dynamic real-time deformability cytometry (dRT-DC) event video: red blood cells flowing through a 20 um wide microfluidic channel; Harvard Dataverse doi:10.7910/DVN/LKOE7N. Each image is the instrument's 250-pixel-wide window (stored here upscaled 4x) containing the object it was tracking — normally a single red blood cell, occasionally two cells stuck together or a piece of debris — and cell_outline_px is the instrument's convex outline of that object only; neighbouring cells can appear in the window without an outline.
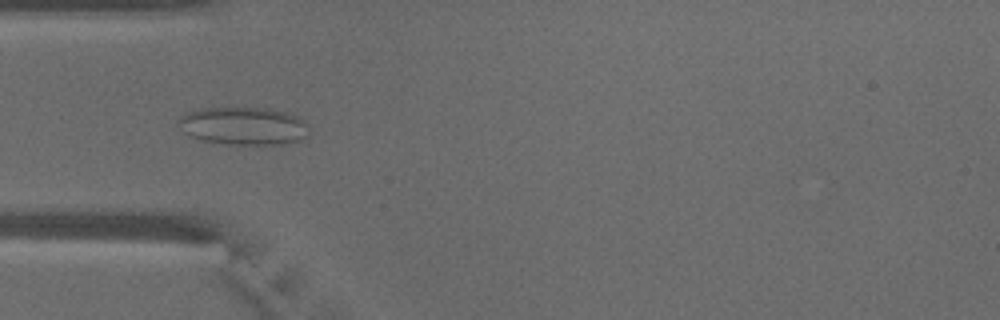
{"species": "common noctule bat (a hibernating species)", "species_latin": "Nyctalus noctula", "temperature_condition": "warm", "stored_images_in_passage": 38, "camera_frame_rate_fps": 3000, "um_per_image_px": 0.085, "animal": {"sex": "male", "body_mass_g": 18.8}, "frame": {"image": 1, "passage_image": 4, "time_ms": 1.0, "image_size_px": [1000, 320], "cell_outline_px": [[308, 136], [300, 140], [288, 144], [224, 144], [204, 140], [192, 136], [184, 132], [176, 124], [176, 120], [180, 116], [188, 112], [204, 108], [272, 108], [292, 112], [300, 116], [308, 124]], "centroid_in_image_um": [20.76, 10.69], "position_along_channel_um": 64.2, "area_um2": 29.3}}
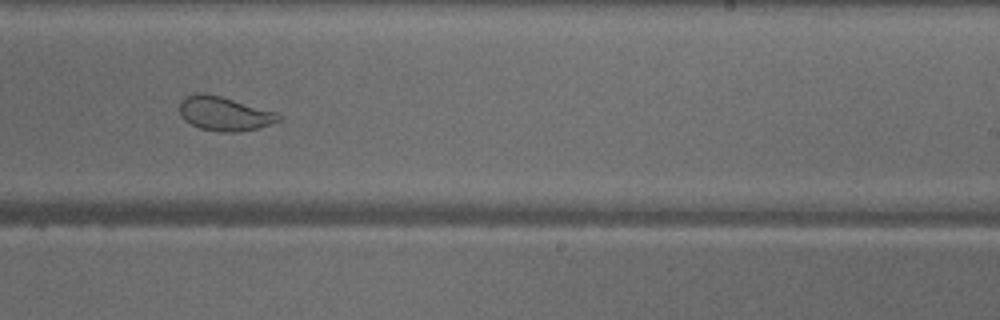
{"frame": {"image": 2, "passage_image": 19, "time_ms": 6.0, "image_size_px": [1000, 320], "cell_outline_px": [[284, 120], [256, 128], [236, 132], [220, 132], [200, 128], [184, 120], [180, 112], [180, 100], [184, 96], [196, 92], [204, 92], [220, 96], [276, 112], [284, 116]], "centroid_in_image_um": [19.07, 9.65], "position_along_channel_um": 269.9, "area_um2": 19.77}}
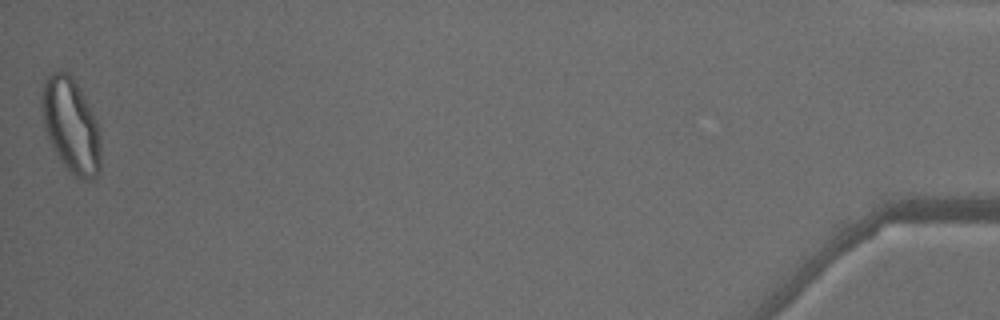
{"frame": {"image": 3, "passage_image": 38, "time_ms": 12.333, "image_size_px": [1000, 320], "cell_outline_px": [[100, 172], [92, 180], [80, 180], [72, 176], [60, 160], [44, 128], [40, 108], [40, 96], [44, 76], [60, 68], [68, 72], [72, 76], [92, 112], [96, 120], [100, 132]], "centroid_in_image_um": [6.0, 10.64], "position_along_channel_um": 429.2, "area_um2": 33.12}, "authors_computed_cell_mechanics": {"area_um2": 23.12, "velocity_mm_per_s": 4.103, "shape_relaxation_time_tau1_ms": 7.1973, "shape_relaxation_time_tau2_ms": 0.6623, "deformation_change_tau1": 0.1602, "deformation_change_tau2": 0.074}}